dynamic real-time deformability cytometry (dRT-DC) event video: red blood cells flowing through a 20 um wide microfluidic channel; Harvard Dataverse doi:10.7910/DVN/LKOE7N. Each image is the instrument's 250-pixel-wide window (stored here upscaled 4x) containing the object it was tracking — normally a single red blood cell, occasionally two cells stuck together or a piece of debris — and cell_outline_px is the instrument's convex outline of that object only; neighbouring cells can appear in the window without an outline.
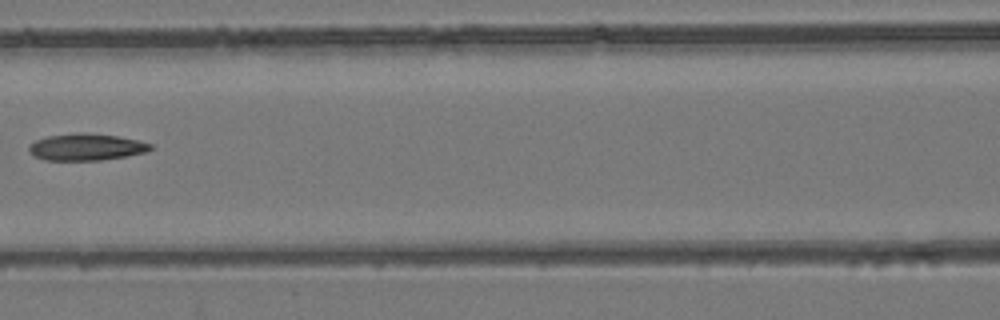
{"species": "common noctule bat (a hibernating species)", "species_latin": "Nyctalus noctula", "temperature_condition": "room temperature", "stored_images_in_passage": 9, "camera_frame_rate_fps": 3000, "um_per_image_px": 0.085, "animal": {"sex": "female", "body_mass_g": 24.6, "forearm_length_mm": 56.2}, "frame": {"image": 1, "passage_image": 8, "time_ms": 8.0, "image_size_px": [1000, 320], "cell_outline_px": [[152, 148], [144, 152], [128, 156], [100, 160], [44, 160], [36, 156], [28, 148], [36, 140], [48, 136], [80, 132], [88, 132], [116, 136], [136, 140], [152, 144]], "centroid_in_image_um": [7.35, 12.49], "position_along_channel_um": 159.3, "area_um2": 18.73}}
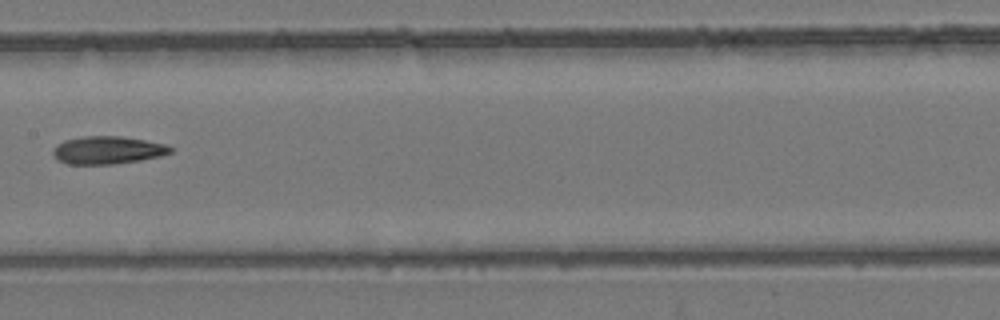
{"frame": {"image": 2, "passage_image": 9, "time_ms": 9.0, "image_size_px": [1000, 320], "cell_outline_px": [[172, 152], [160, 156], [140, 160], [116, 164], [68, 164], [60, 160], [52, 152], [52, 148], [56, 144], [64, 140], [84, 136], [120, 136], [144, 140], [164, 144], [172, 148]], "centroid_in_image_um": [9.13, 12.76], "position_along_channel_um": 198.3, "area_um2": 18.9}}